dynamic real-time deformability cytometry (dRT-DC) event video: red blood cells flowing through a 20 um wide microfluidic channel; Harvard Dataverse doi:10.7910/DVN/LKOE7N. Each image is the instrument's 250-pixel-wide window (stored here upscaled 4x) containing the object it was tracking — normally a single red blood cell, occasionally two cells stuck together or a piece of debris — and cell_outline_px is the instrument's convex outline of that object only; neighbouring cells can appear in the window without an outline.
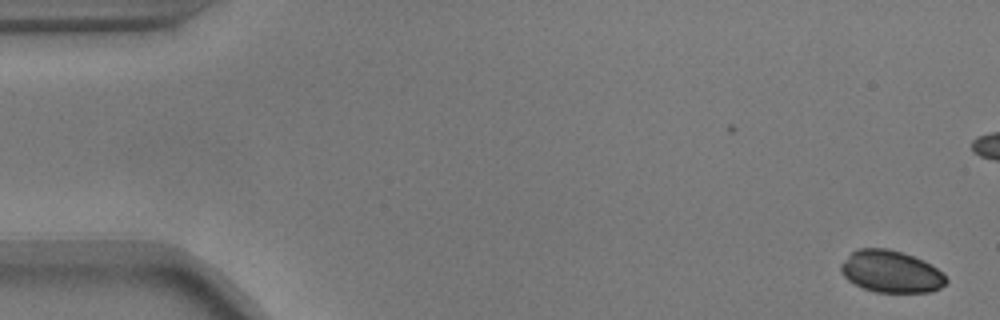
{"species": "common noctule bat (a hibernating species)", "species_latin": "Nyctalus noctula", "temperature_condition": "warm", "stored_images_in_passage": 44, "camera_frame_rate_fps": 3000, "um_per_image_px": 0.085, "animal": {"sex": "male", "body_mass_g": 17.9}, "frame": {"image": 1, "passage_image": 1, "time_ms": 0.0, "image_size_px": [1000, 320], "cell_outline_px": [[948, 280], [940, 288], [932, 292], [876, 292], [864, 288], [848, 280], [840, 272], [840, 264], [852, 252], [860, 248], [888, 248], [912, 256], [936, 268]], "centroid_in_image_um": [75.7, 23.09], "position_along_channel_um": 9.3, "area_um2": 25.37}}
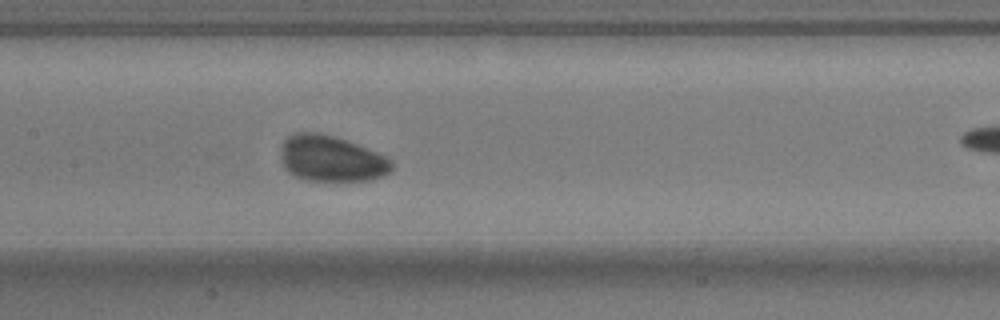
{"frame": {"image": 2, "passage_image": 26, "time_ms": 8.333, "image_size_px": [1000, 320], "cell_outline_px": [[392, 172], [372, 180], [308, 180], [292, 176], [284, 168], [280, 160], [280, 148], [284, 140], [292, 132], [320, 132], [336, 136], [388, 156], [392, 160]], "centroid_in_image_um": [28.14, 13.47], "position_along_channel_um": 179.3, "area_um2": 30.29}}
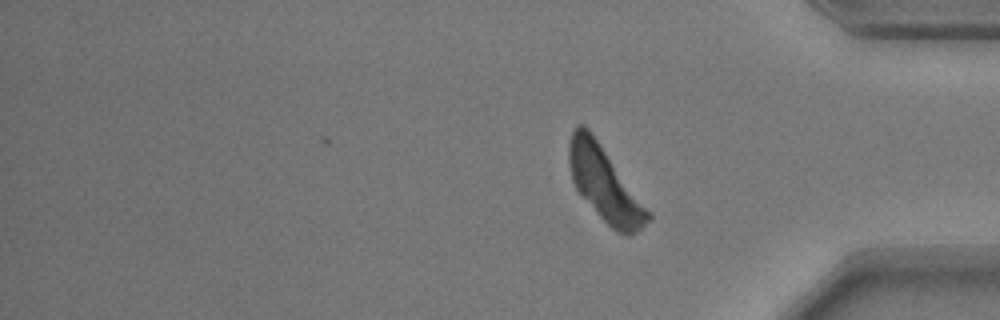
{"frame": {"image": 3, "passage_image": 44, "time_ms": 14.333, "image_size_px": [1000, 320], "cell_outline_px": [[652, 216], [636, 232], [628, 236], [624, 236], [612, 228], [600, 216], [576, 188], [572, 180], [568, 164], [568, 144], [572, 132], [576, 124], [584, 124], [588, 128], [652, 212]], "centroid_in_image_um": [51.4, 15.63], "position_along_channel_um": 383.8, "area_um2": 33.81}}